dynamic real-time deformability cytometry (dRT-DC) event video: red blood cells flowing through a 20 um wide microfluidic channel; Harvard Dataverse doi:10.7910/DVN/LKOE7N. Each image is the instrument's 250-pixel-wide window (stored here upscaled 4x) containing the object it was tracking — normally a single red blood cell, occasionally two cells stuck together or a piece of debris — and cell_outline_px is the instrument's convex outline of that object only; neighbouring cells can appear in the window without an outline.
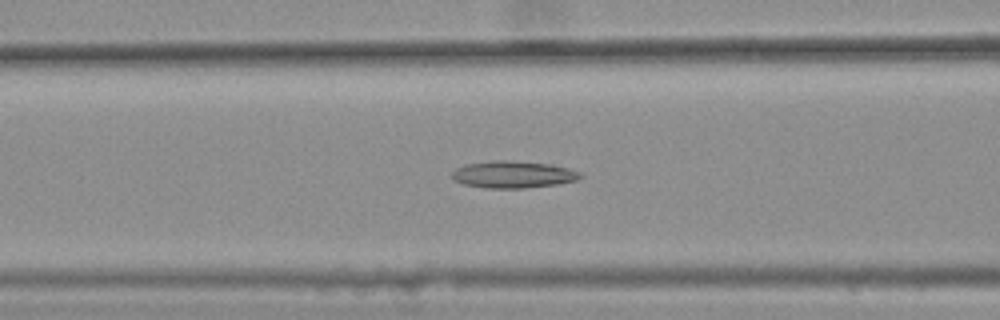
{"species": "common noctule bat (a hibernating species)", "species_latin": "Nyctalus noctula", "temperature_condition": "warm", "stored_images_in_passage": 47, "camera_frame_rate_fps": 3000, "um_per_image_px": 0.085, "animal": {"sex": "female", "body_mass_g": 25.1}, "frame": {"image": 1, "passage_image": 22, "time_ms": 7.0, "image_size_px": [1000, 320], "cell_outline_px": [[584, 176], [576, 180], [560, 184], [524, 188], [484, 188], [464, 184], [456, 180], [452, 176], [452, 172], [456, 168], [464, 164], [492, 160], [508, 160], [552, 164], [568, 168], [580, 172]], "centroid_in_image_um": [43.64, 14.82], "position_along_channel_um": 123.0, "area_um2": 20.35}}
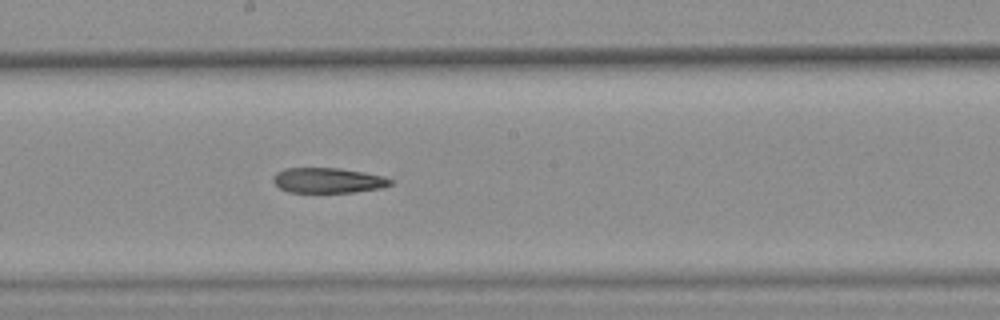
{"frame": {"image": 2, "passage_image": 30, "time_ms": 9.667, "image_size_px": [1000, 320], "cell_outline_px": [[392, 184], [384, 188], [356, 192], [288, 192], [280, 188], [272, 180], [272, 176], [276, 172], [284, 168], [340, 168], [364, 172], [384, 176], [392, 180]], "centroid_in_image_um": [27.89, 15.33], "position_along_channel_um": 220.3, "area_um2": 17.4}}
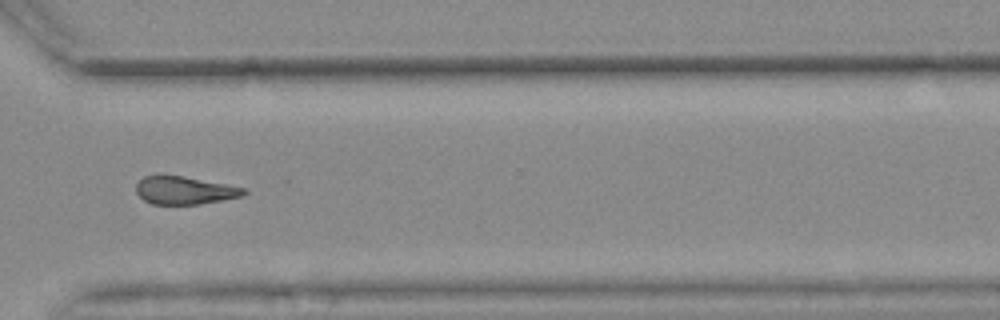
{"frame": {"image": 3, "passage_image": 41, "time_ms": 13.333, "image_size_px": [1000, 320], "cell_outline_px": [[248, 192], [240, 196], [200, 204], [152, 204], [144, 200], [136, 192], [136, 184], [144, 176], [160, 172], [184, 176], [244, 188]], "centroid_in_image_um": [15.6, 16.14], "position_along_channel_um": 355.0, "area_um2": 17.69}}